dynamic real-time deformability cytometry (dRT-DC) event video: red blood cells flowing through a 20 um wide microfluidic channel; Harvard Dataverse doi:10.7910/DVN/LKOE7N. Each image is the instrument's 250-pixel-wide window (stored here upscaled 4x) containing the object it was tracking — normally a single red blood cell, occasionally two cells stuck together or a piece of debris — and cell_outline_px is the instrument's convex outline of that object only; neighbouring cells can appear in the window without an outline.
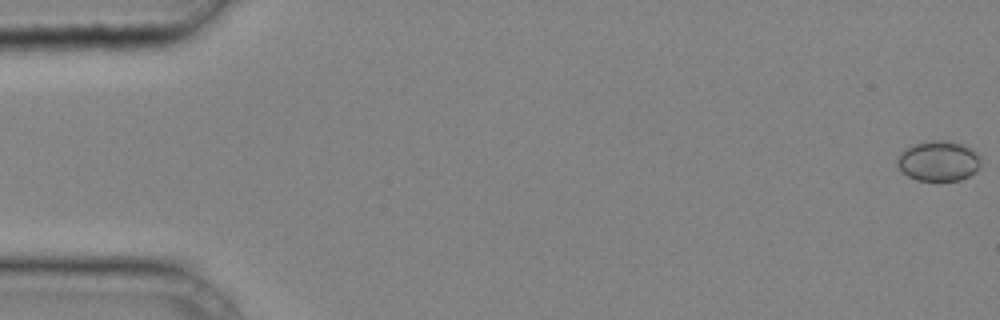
{"species": "common noctule bat (a hibernating species)", "species_latin": "Nyctalus noctula", "temperature_condition": "cold", "stored_images_in_passage": 42, "camera_frame_rate_fps": 3000, "um_per_image_px": 0.085, "animal": {"sex": "male", "body_mass_g": 20.4}, "frame": {"image": 1, "passage_image": 1, "time_ms": 0.0, "image_size_px": [1000, 320], "cell_outline_px": [[980, 168], [968, 176], [960, 180], [916, 180], [908, 176], [896, 164], [896, 160], [900, 152], [916, 144], [928, 140], [944, 140], [960, 144], [976, 152], [980, 160]], "centroid_in_image_um": [79.76, 13.69], "position_along_channel_um": 5.2, "area_um2": 19.31}}
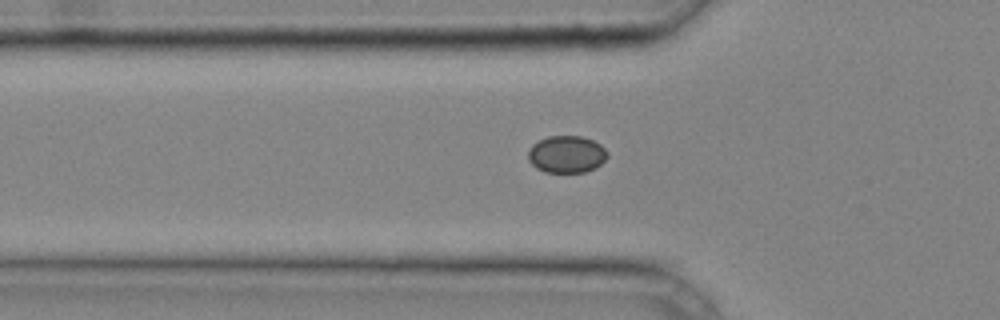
{"frame": {"image": 2, "passage_image": 15, "time_ms": 4.667, "image_size_px": [1000, 320], "cell_outline_px": [[608, 156], [596, 168], [584, 172], [544, 172], [536, 168], [528, 160], [528, 152], [532, 144], [548, 136], [580, 136], [592, 140], [600, 144], [608, 152]], "centroid_in_image_um": [48.15, 13.12], "position_along_channel_um": 77.6, "area_um2": 17.17}}
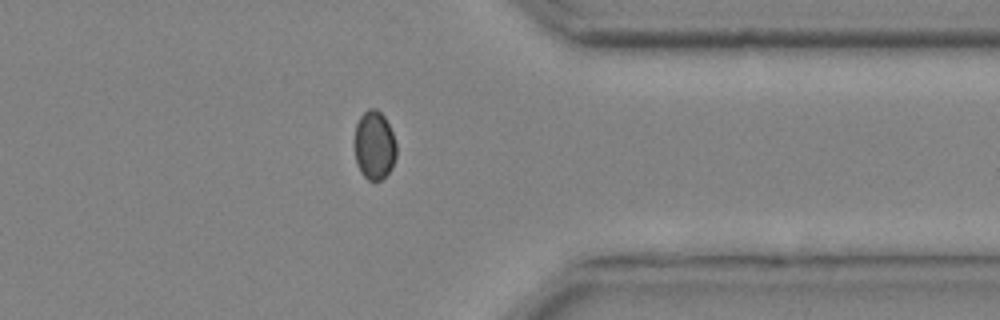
{"frame": {"image": 3, "passage_image": 35, "time_ms": 11.333, "image_size_px": [1000, 320], "cell_outline_px": [[396, 156], [392, 168], [380, 180], [368, 180], [360, 172], [356, 164], [352, 140], [356, 124], [360, 116], [368, 108], [376, 108], [384, 116], [392, 132], [396, 144]], "centroid_in_image_um": [31.77, 12.34], "position_along_channel_um": 379.6, "area_um2": 17.17}}